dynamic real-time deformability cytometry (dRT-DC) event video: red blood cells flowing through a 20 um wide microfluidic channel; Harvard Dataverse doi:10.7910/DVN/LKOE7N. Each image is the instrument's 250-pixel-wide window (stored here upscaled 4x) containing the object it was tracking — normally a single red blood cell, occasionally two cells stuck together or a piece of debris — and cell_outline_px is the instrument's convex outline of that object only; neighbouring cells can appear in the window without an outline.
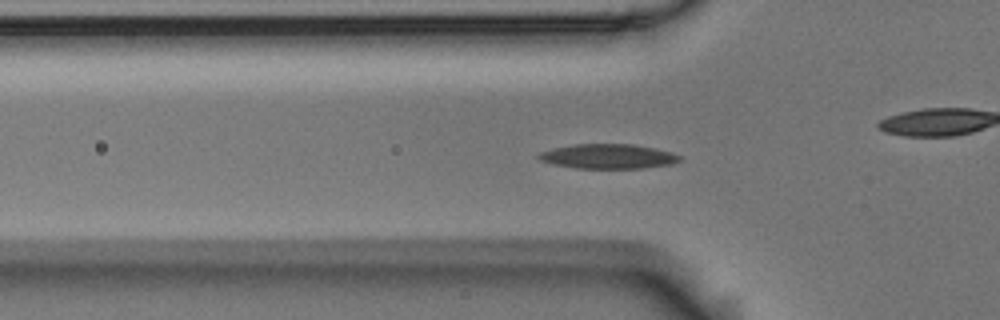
{"species": "Egyptian fruit bat (a non-hibernating species)", "species_latin": "Rousettus aegyptiacus", "temperature_condition": "room temperature", "stored_images_in_passage": 51, "camera_frame_rate_fps": 3000, "um_per_image_px": 0.085, "animal": {"sex": "male"}, "frame": {"image": 1, "passage_image": 12, "time_ms": 3.667, "image_size_px": [1000, 320], "cell_outline_px": [[680, 160], [672, 164], [644, 168], [576, 168], [552, 164], [540, 160], [536, 156], [540, 152], [552, 148], [572, 144], [636, 144], [656, 148], [672, 152], [680, 156]], "centroid_in_image_um": [51.68, 13.28], "position_along_channel_um": 74.1, "area_um2": 20.4}}
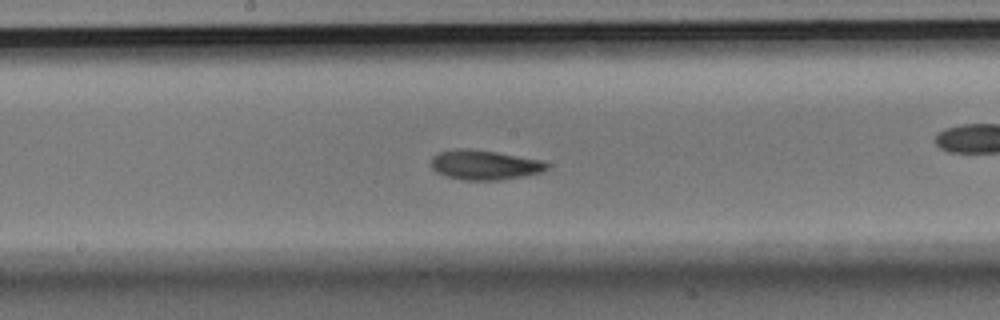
{"frame": {"image": 2, "passage_image": 23, "time_ms": 7.333, "image_size_px": [1000, 320], "cell_outline_px": [[548, 168], [540, 172], [524, 176], [500, 180], [460, 180], [436, 172], [432, 168], [432, 156], [436, 152], [460, 148], [468, 148], [496, 152], [544, 160], [548, 164]], "centroid_in_image_um": [41.18, 14.01], "position_along_channel_um": 207.0, "area_um2": 20.11}}
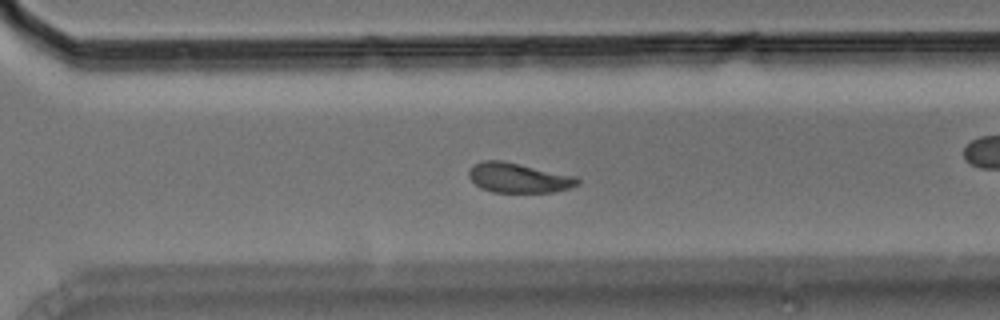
{"frame": {"image": 3, "passage_image": 33, "time_ms": 10.667, "image_size_px": [1000, 320], "cell_outline_px": [[580, 184], [568, 188], [552, 192], [492, 192], [480, 188], [468, 176], [468, 172], [472, 164], [484, 160], [500, 160], [576, 176], [580, 180]], "centroid_in_image_um": [44.05, 15.11], "position_along_channel_um": 326.6, "area_um2": 18.79}, "authors_computed_cell_mechanics": {"area_um2": 19.363, "velocity_mm_per_s": 3.5984, "shape_relaxation_time_tau1_ms": 3.7221, "shape_relaxation_time_tau2_ms": 3.5413, "deformation_change_tau1": 0.1329, "deformation_change_tau2": 0.1007}}